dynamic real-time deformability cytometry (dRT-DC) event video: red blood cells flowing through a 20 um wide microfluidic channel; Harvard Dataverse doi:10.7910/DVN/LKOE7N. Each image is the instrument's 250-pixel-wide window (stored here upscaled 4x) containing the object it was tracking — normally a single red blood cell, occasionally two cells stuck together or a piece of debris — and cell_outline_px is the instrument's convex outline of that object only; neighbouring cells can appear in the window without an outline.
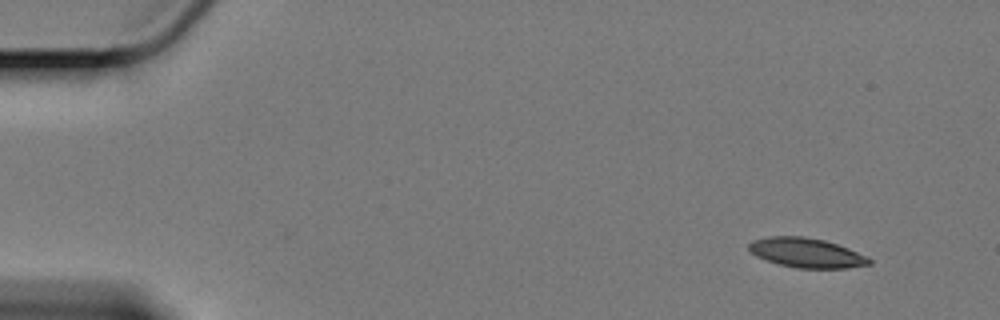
{"species": "Egyptian fruit bat (a non-hibernating species)", "species_latin": "Rousettus aegyptiacus", "temperature_condition": "cold", "stored_images_in_passage": 57, "segment_of_instrument_passage": [1, 2], "camera_frame_rate_fps": 3000, "um_per_image_px": 0.085, "animal": {"sex": "female"}, "frame": {"image": 1, "passage_image": 1, "time_ms": 0.0, "image_size_px": [1000, 320], "cell_outline_px": [[872, 264], [844, 268], [796, 268], [780, 264], [756, 256], [748, 248], [748, 244], [752, 240], [768, 236], [804, 236], [824, 240], [848, 248], [872, 260]], "centroid_in_image_um": [68.52, 21.48], "position_along_channel_um": 16.5, "area_um2": 20.52}}
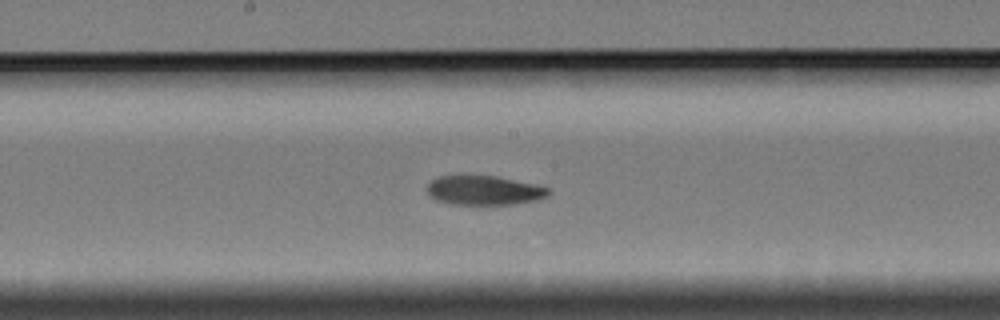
{"frame": {"image": 2, "passage_image": 28, "time_ms": 9.0, "image_size_px": [1000, 320], "cell_outline_px": [[552, 192], [548, 196], [540, 200], [512, 204], [452, 204], [436, 200], [428, 196], [428, 184], [432, 180], [440, 176], [496, 176], [536, 184], [548, 188]], "centroid_in_image_um": [41.19, 16.19], "position_along_channel_um": 207.0, "area_um2": 20.75}}
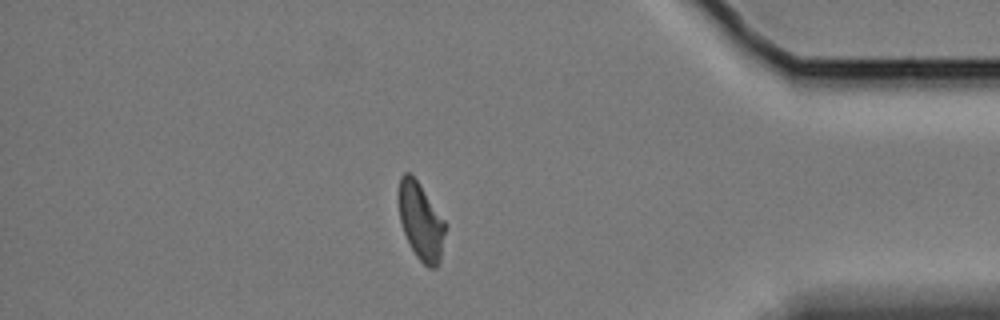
{"frame": {"image": 3, "passage_image": 48, "time_ms": 15.667, "image_size_px": [1000, 320], "cell_outline_px": [[444, 232], [440, 260], [436, 268], [428, 268], [416, 256], [404, 232], [400, 220], [400, 176], [404, 172], [408, 172], [416, 180], [444, 220]], "centroid_in_image_um": [35.77, 18.85], "position_along_channel_um": 399.4, "area_um2": 20.0}}